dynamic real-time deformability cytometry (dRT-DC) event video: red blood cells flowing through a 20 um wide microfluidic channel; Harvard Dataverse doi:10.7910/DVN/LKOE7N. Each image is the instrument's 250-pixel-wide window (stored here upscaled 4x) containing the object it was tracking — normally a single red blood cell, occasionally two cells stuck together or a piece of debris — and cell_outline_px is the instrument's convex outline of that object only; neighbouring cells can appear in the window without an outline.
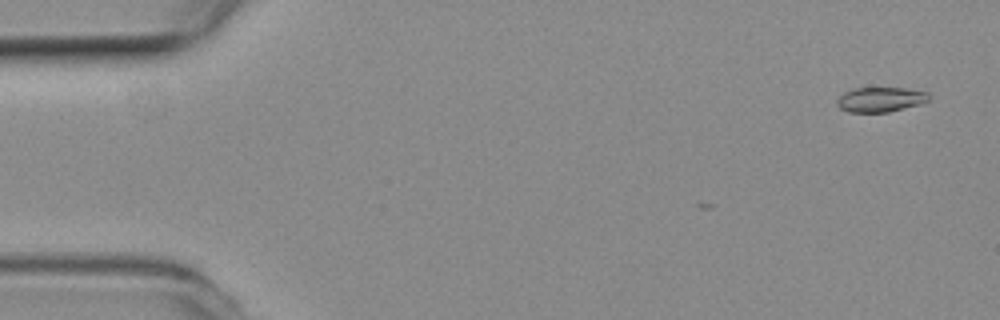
{"species": "common noctule bat (a hibernating species)", "species_latin": "Nyctalus noctula", "temperature_condition": "room temperature", "stored_images_in_passage": 4, "camera_frame_rate_fps": 3000, "um_per_image_px": 0.085, "animal": {"sex": "female", "body_mass_g": 19.3, "forearm_length_mm": 54.1}, "frame": {"image": 1, "passage_image": 1, "time_ms": 0.0, "image_size_px": [1000, 320], "cell_outline_px": [[928, 100], [920, 104], [888, 112], [848, 112], [840, 108], [836, 104], [836, 100], [844, 92], [856, 88], [904, 88], [928, 92]], "centroid_in_image_um": [74.81, 8.46], "position_along_channel_um": 10.2, "area_um2": 13.18}}
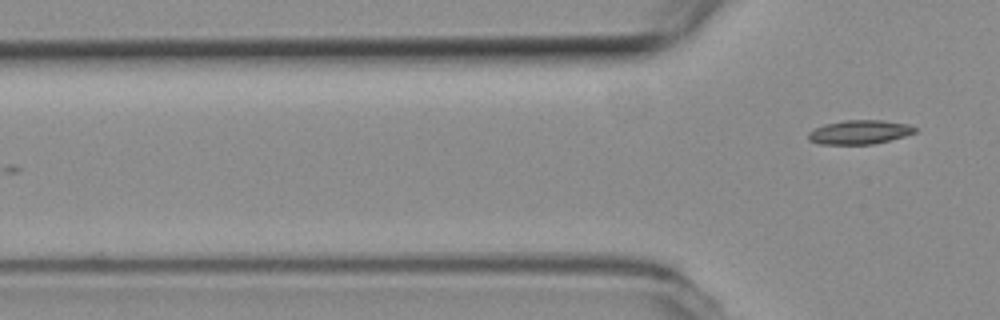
{"frame": {"image": 2, "passage_image": 4, "time_ms": 1.0, "image_size_px": [1000, 320], "cell_outline_px": [[916, 132], [904, 136], [872, 144], [820, 144], [808, 140], [808, 132], [824, 124], [844, 120], [884, 120], [908, 124], [916, 128]], "centroid_in_image_um": [73.04, 11.22], "position_along_channel_um": 52.8, "area_um2": 14.85}}